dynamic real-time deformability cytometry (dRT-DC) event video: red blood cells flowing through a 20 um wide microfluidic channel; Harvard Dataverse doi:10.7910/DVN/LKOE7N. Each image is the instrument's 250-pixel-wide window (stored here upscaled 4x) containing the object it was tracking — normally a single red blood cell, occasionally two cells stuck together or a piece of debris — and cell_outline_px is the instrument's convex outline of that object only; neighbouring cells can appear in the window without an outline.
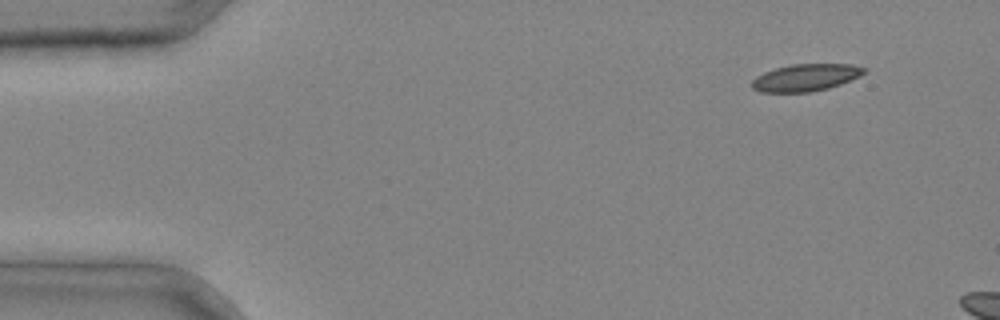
{"species": "common noctule bat (a hibernating species)", "species_latin": "Nyctalus noctula", "temperature_condition": "cold", "stored_images_in_passage": 3, "camera_frame_rate_fps": 3000, "um_per_image_px": 0.085, "animal": {"sex": "male", "body_mass_g": 20.4}, "frame": {"image": 1, "passage_image": 1, "time_ms": 0.0, "image_size_px": [1000, 320], "cell_outline_px": [[868, 68], [860, 76], [840, 84], [828, 88], [808, 92], [760, 92], [752, 88], [752, 80], [756, 76], [764, 72], [776, 68], [792, 64], [852, 64]], "centroid_in_image_um": [68.48, 6.59], "position_along_channel_um": 16.5, "area_um2": 17.69}}